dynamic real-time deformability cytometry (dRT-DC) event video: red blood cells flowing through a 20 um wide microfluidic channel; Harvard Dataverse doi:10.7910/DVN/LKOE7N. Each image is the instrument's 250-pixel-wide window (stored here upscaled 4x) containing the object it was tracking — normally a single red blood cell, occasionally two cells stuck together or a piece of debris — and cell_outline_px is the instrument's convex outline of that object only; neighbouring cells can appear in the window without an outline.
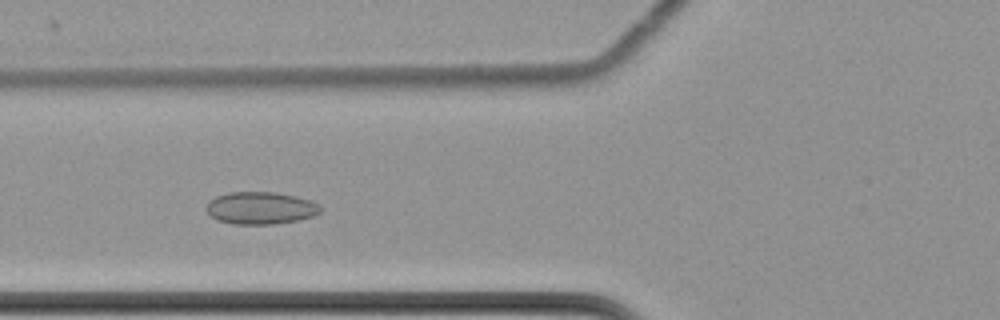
{"species": "common noctule bat (a hibernating species)", "species_latin": "Nyctalus noctula", "temperature_condition": "cold", "stored_images_in_passage": 56, "camera_frame_rate_fps": 3000, "um_per_image_px": 0.085, "animal": {"sex": "female", "body_mass_g": 22.7, "forearm_length_mm": 54.2}, "frame": {"image": 1, "passage_image": 19, "time_ms": 6.0, "image_size_px": [1000, 320], "cell_outline_px": [[320, 212], [312, 216], [296, 220], [272, 224], [232, 224], [216, 220], [204, 208], [208, 200], [216, 196], [228, 192], [276, 192], [296, 196], [320, 204]], "centroid_in_image_um": [22.09, 17.67], "position_along_channel_um": 103.7, "area_um2": 21.56}}
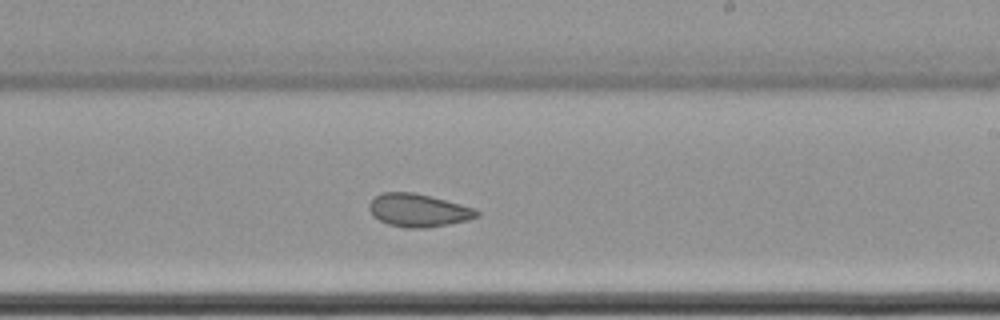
{"frame": {"image": 2, "passage_image": 32, "time_ms": 10.333, "image_size_px": [1000, 320], "cell_outline_px": [[480, 216], [468, 220], [448, 224], [424, 228], [408, 228], [388, 224], [372, 216], [368, 208], [368, 204], [376, 196], [384, 192], [416, 192], [476, 208], [480, 212]], "centroid_in_image_um": [35.58, 17.87], "position_along_channel_um": 253.4, "area_um2": 20.81}}
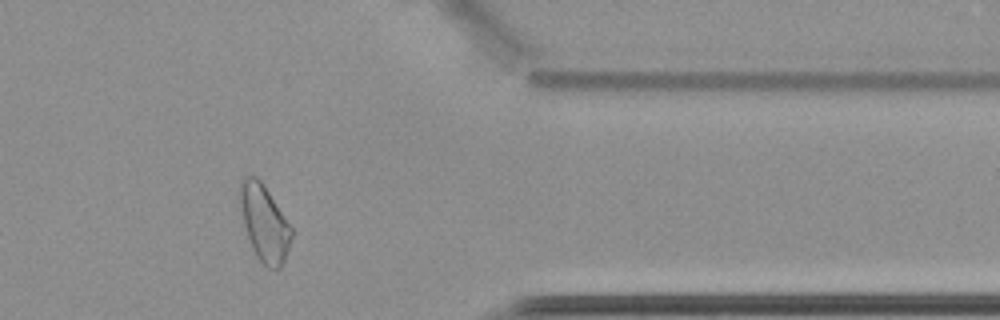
{"frame": {"image": 3, "passage_image": 45, "time_ms": 14.667, "image_size_px": [1000, 320], "cell_outline_px": [[292, 236], [284, 260], [280, 268], [268, 268], [256, 256], [252, 248], [244, 224], [236, 192], [240, 180], [244, 176], [256, 176], [260, 180], [292, 228]], "centroid_in_image_um": [22.41, 18.91], "position_along_channel_um": 389.0, "area_um2": 22.77}, "authors_computed_cell_mechanics": {"area_um2": 22.253, "velocity_mm_per_s": 3.4559, "shape_relaxation_time_tau1_ms": null, "shape_relaxation_time_tau2_ms": 1.8174, "deformation_change_tau1": null, "deformation_change_tau2": 0.0675}}